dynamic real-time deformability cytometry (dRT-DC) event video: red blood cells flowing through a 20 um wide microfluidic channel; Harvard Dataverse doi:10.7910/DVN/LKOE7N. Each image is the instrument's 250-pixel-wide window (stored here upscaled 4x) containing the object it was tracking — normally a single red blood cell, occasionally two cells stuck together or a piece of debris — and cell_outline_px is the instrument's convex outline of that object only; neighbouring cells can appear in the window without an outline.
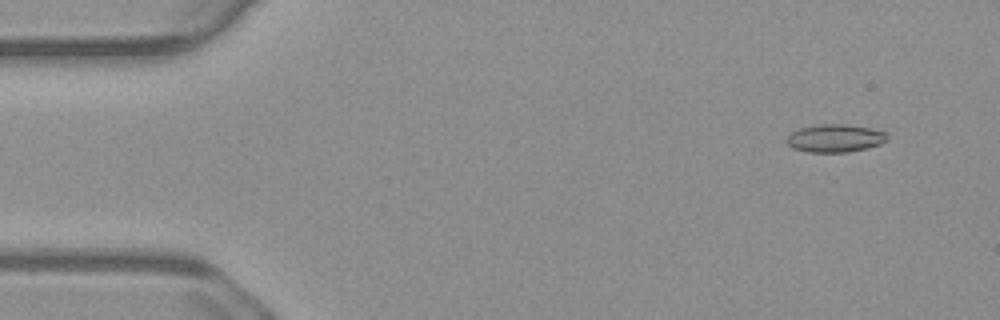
{"species": "common noctule bat (a hibernating species)", "species_latin": "Nyctalus noctula", "temperature_condition": "warm", "stored_images_in_passage": 55, "camera_frame_rate_fps": 3000, "um_per_image_px": 0.085, "animal": {"sex": "male", "body_mass_g": 23.1, "forearm_length_mm": 52.7}, "frame": {"image": 1, "passage_image": 5, "time_ms": 1.333, "image_size_px": [1000, 320], "cell_outline_px": [[888, 140], [880, 144], [848, 152], [808, 152], [792, 148], [784, 140], [792, 132], [800, 128], [820, 124], [844, 124], [868, 128], [888, 132]], "centroid_in_image_um": [70.97, 11.75], "position_along_channel_um": 14.0, "area_um2": 16.3}}
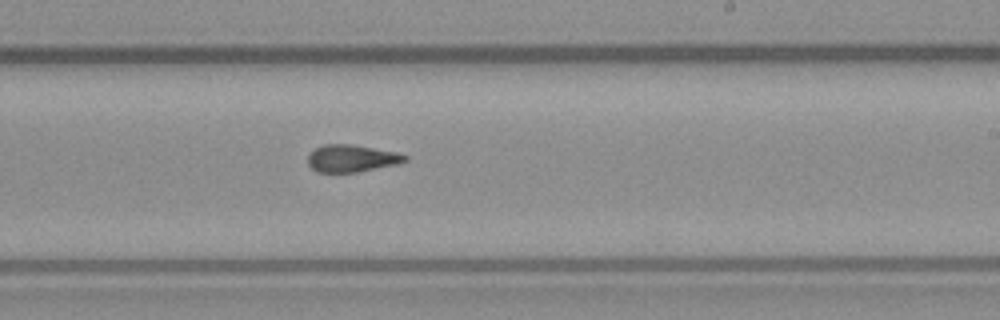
{"frame": {"image": 2, "passage_image": 33, "time_ms": 10.667, "image_size_px": [1000, 320], "cell_outline_px": [[408, 160], [396, 164], [356, 172], [316, 172], [308, 164], [308, 156], [316, 148], [324, 144], [352, 144], [396, 152], [408, 156]], "centroid_in_image_um": [29.88, 13.46], "position_along_channel_um": 259.1, "area_um2": 15.26}}
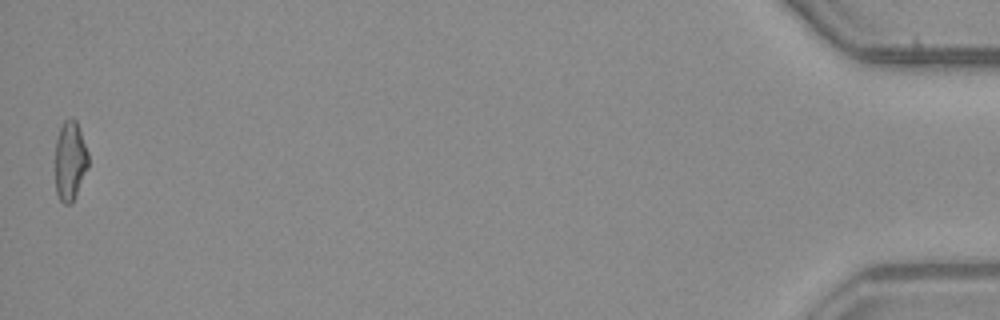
{"frame": {"image": 3, "passage_image": 55, "time_ms": 18.0, "image_size_px": [1000, 320], "cell_outline_px": [[88, 168], [72, 204], [64, 204], [60, 200], [56, 192], [56, 140], [60, 128], [64, 120], [72, 116], [76, 120], [88, 152]], "centroid_in_image_um": [5.96, 13.66], "position_along_channel_um": 429.2, "area_um2": 15.32}, "authors_computed_cell_mechanics": {"area_um2": 15.8372, "velocity_mm_per_s": 3.7624, "shape_relaxation_time_tau1_ms": null, "shape_relaxation_time_tau2_ms": 3.0788, "deformation_change_tau1": null, "deformation_change_tau2": 0.1219}}